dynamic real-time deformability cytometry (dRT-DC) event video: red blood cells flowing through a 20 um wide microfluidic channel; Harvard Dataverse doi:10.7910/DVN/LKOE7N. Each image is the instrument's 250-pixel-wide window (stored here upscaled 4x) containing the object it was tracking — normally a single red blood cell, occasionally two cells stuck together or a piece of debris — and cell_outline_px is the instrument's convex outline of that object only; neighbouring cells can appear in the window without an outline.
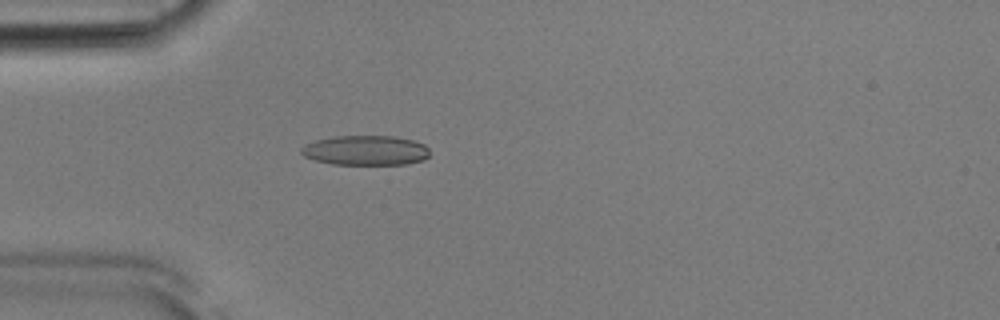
{"species": "Egyptian fruit bat (a non-hibernating species)", "species_latin": "Rousettus aegyptiacus", "temperature_condition": "room temperature", "stored_images_in_passage": 42, "camera_frame_rate_fps": 3000, "um_per_image_px": 0.085, "animal": {"sex": "male"}, "frame": {"image": 1, "passage_image": 5, "time_ms": 1.333, "image_size_px": [1000, 320], "cell_outline_px": [[428, 156], [424, 160], [404, 164], [332, 164], [312, 160], [304, 156], [300, 152], [300, 148], [304, 144], [316, 140], [336, 136], [396, 136], [412, 140], [424, 144], [428, 148]], "centroid_in_image_um": [31.04, 12.78], "position_along_channel_um": 54.0, "area_um2": 22.37}}
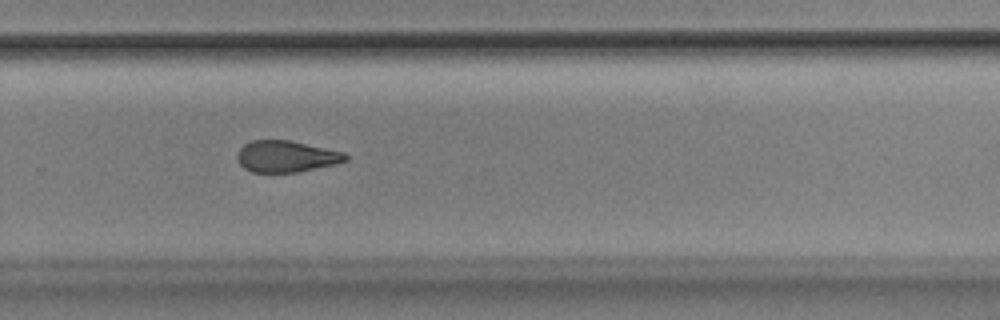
{"frame": {"image": 2, "passage_image": 25, "time_ms": 8.0, "image_size_px": [1000, 320], "cell_outline_px": [[348, 160], [336, 164], [296, 172], [252, 172], [244, 168], [240, 164], [236, 156], [240, 148], [244, 144], [252, 140], [288, 140], [344, 152], [348, 156]], "centroid_in_image_um": [24.32, 13.29], "position_along_channel_um": 305.5, "area_um2": 19.77}}
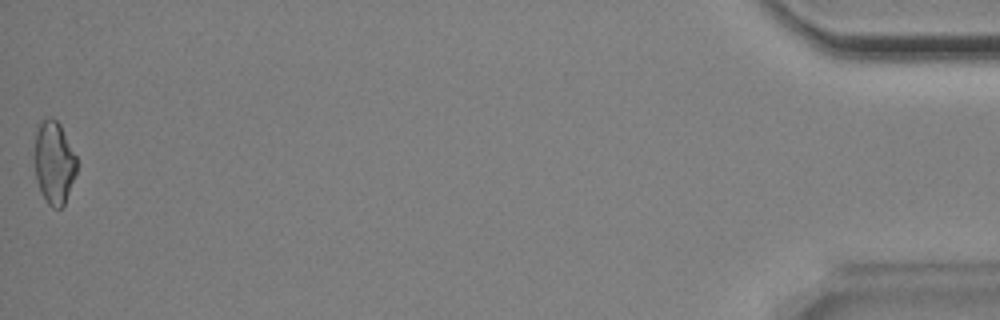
{"frame": {"image": 3, "passage_image": 42, "time_ms": 13.667, "image_size_px": [1000, 320], "cell_outline_px": [[76, 172], [64, 204], [60, 208], [52, 208], [48, 204], [40, 192], [36, 180], [32, 156], [36, 132], [40, 124], [48, 116], [52, 116], [60, 124], [76, 156]], "centroid_in_image_um": [4.55, 13.81], "position_along_channel_um": 430.7, "area_um2": 20.63}, "authors_computed_cell_mechanics": {"area_um2": 21.1548, "velocity_mm_per_s": 3.8875, "shape_relaxation_time_tau1_ms": 5.3041, "shape_relaxation_time_tau2_ms": 3.2396, "deformation_change_tau1": 0.1296, "deformation_change_tau2": 0.1054}}